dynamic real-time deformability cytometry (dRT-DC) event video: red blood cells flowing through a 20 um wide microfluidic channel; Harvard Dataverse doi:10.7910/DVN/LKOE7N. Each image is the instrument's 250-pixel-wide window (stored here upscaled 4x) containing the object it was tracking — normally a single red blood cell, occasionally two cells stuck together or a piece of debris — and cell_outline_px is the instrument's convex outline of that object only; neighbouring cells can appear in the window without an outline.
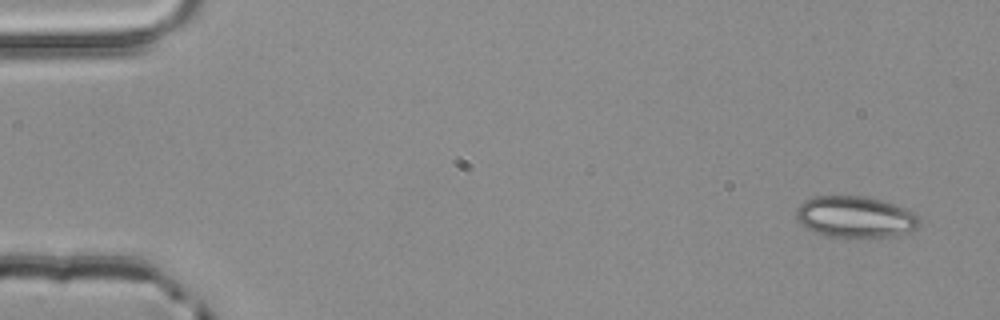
{"species": "common noctule bat (a hibernating species)", "species_latin": "Nyctalus noctula", "temperature_condition": "room temperature", "stored_images_in_passage": 3, "camera_frame_rate_fps": 3000, "um_per_image_px": 0.085, "animal": {"sex": "male", "body_mass_g": 20.4}, "frame": {"image": 1, "passage_image": 1, "time_ms": 0.0, "image_size_px": [1000, 320], "cell_outline_px": [[920, 224], [916, 228], [908, 232], [896, 236], [868, 240], [856, 240], [824, 236], [812, 232], [804, 228], [800, 224], [796, 216], [796, 208], [804, 200], [812, 196], [864, 196], [880, 200], [916, 212], [920, 216]], "centroid_in_image_um": [72.69, 18.5], "position_along_channel_um": 12.3, "area_um2": 31.04}}